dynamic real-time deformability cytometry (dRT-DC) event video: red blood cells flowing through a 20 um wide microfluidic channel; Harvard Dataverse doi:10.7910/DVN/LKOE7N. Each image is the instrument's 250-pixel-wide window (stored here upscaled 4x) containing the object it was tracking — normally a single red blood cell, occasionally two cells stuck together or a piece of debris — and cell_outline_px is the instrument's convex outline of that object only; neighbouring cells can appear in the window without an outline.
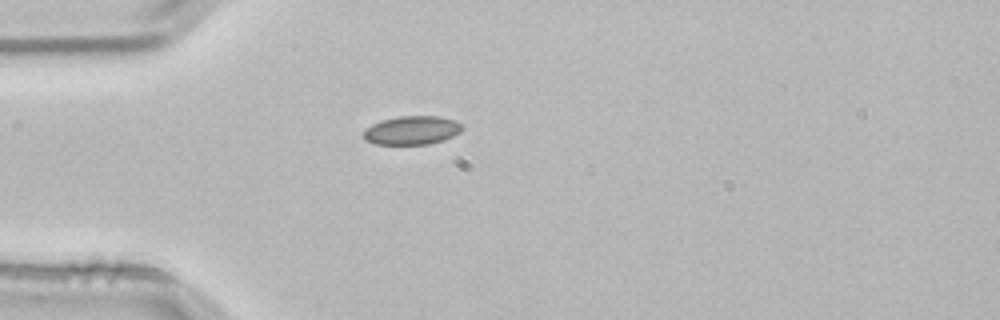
{"species": "common noctule bat (a hibernating species)", "species_latin": "Nyctalus noctula", "temperature_condition": "room temperature", "stored_images_in_passage": 1, "camera_frame_rate_fps": 3000, "um_per_image_px": 0.085, "animal": {"sex": "male", "body_mass_g": 21.5, "forearm_length_mm": 52.0}, "frame": {"image": 1, "passage_image": 1, "time_ms": 0.0, "image_size_px": [1000, 320], "cell_outline_px": [[464, 128], [460, 132], [444, 140], [428, 144], [376, 144], [364, 140], [364, 128], [380, 120], [400, 116], [440, 116], [452, 120], [460, 124]], "centroid_in_image_um": [34.98, 11.07], "position_along_channel_um": 50.0, "area_um2": 16.47}}